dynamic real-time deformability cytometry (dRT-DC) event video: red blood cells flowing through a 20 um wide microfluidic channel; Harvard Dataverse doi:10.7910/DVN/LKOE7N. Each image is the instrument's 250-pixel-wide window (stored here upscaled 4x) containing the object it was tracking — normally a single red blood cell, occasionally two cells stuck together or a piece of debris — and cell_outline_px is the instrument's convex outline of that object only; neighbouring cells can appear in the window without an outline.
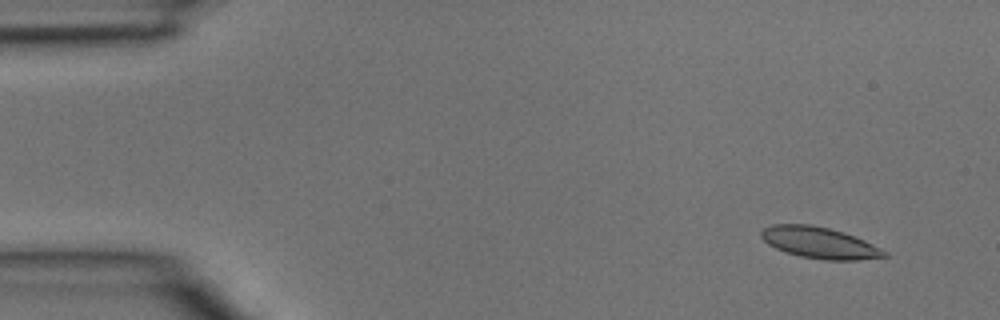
{"species": "common noctule bat (a hibernating species)", "species_latin": "Nyctalus noctula", "temperature_condition": "room temperature", "stored_images_in_passage": 3, "camera_frame_rate_fps": 3000, "um_per_image_px": 0.085, "animal": {"sex": "male", "body_mass_g": 15.6}, "frame": {"image": 1, "passage_image": 1, "time_ms": 0.0, "image_size_px": [1000, 320], "cell_outline_px": [[888, 256], [856, 260], [824, 260], [800, 256], [776, 248], [768, 244], [760, 236], [760, 232], [764, 228], [772, 224], [812, 224], [844, 232], [864, 240], [888, 252]], "centroid_in_image_um": [69.65, 20.62], "position_along_channel_um": 15.3, "area_um2": 22.37}}